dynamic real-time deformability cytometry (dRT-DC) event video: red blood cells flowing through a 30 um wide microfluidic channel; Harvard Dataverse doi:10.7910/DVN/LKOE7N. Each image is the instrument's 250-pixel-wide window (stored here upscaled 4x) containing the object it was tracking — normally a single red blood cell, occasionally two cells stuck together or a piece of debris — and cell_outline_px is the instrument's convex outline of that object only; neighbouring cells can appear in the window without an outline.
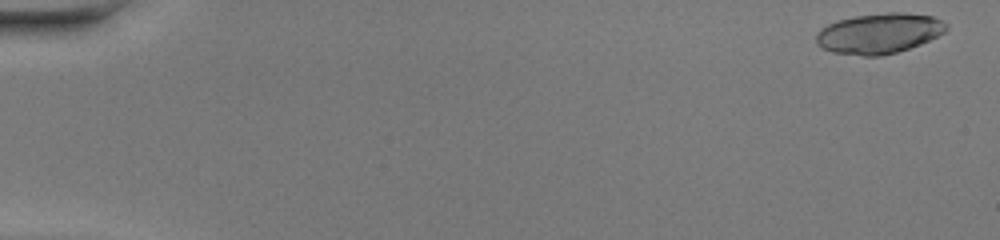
{"species": "common noctule bat (a hibernating species)", "species_latin": "Nyctalus noctula", "temperature_condition": "warm", "stored_images_in_passage": 47, "camera_frame_rate_fps": 3000, "um_per_image_px": 0.085, "animal": {"sex": "female", "body_mass_g": 20.0, "forearm_length_mm": 54.0}, "frame": {"image": 1, "passage_image": 1, "time_ms": 0.0, "image_size_px": [1000, 240], "cell_outline_px": [[948, 28], [944, 32], [920, 44], [896, 52], [880, 56], [864, 56], [832, 52], [816, 44], [816, 32], [820, 28], [836, 20], [856, 16], [888, 12], [900, 12], [932, 16], [948, 24]], "centroid_in_image_um": [74.69, 2.83], "position_along_channel_um": 10.3, "area_um2": 30.46}}
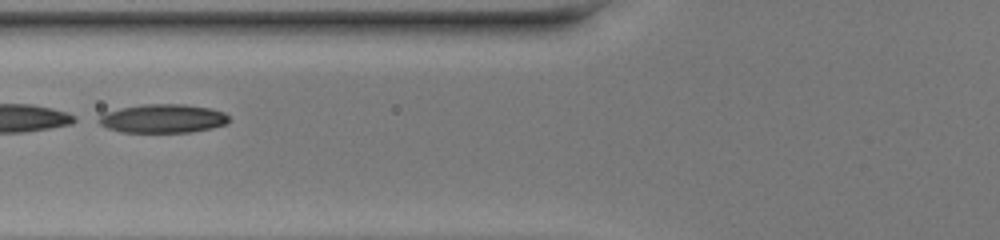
{"frame": {"image": 2, "passage_image": 20, "time_ms": 6.333, "image_size_px": [1000, 240], "cell_outline_px": [[228, 124], [212, 128], [192, 132], [120, 132], [108, 128], [92, 120], [104, 112], [120, 108], [144, 104], [184, 104], [212, 108], [224, 112], [228, 116]], "centroid_in_image_um": [13.8, 10.07], "position_along_channel_um": 112.0, "area_um2": 22.14}}
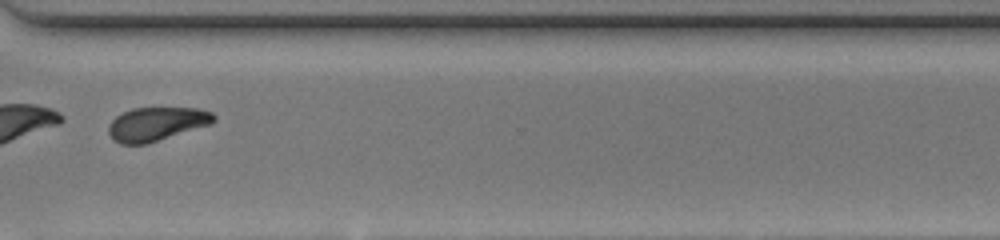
{"frame": {"image": 3, "passage_image": 37, "time_ms": 12.0, "image_size_px": [1000, 240], "cell_outline_px": [[216, 120], [212, 124], [148, 144], [120, 144], [112, 140], [108, 132], [108, 124], [116, 116], [132, 108], [196, 108], [212, 112], [216, 116]], "centroid_in_image_um": [13.31, 10.55], "position_along_channel_um": 357.3, "area_um2": 20.92}}